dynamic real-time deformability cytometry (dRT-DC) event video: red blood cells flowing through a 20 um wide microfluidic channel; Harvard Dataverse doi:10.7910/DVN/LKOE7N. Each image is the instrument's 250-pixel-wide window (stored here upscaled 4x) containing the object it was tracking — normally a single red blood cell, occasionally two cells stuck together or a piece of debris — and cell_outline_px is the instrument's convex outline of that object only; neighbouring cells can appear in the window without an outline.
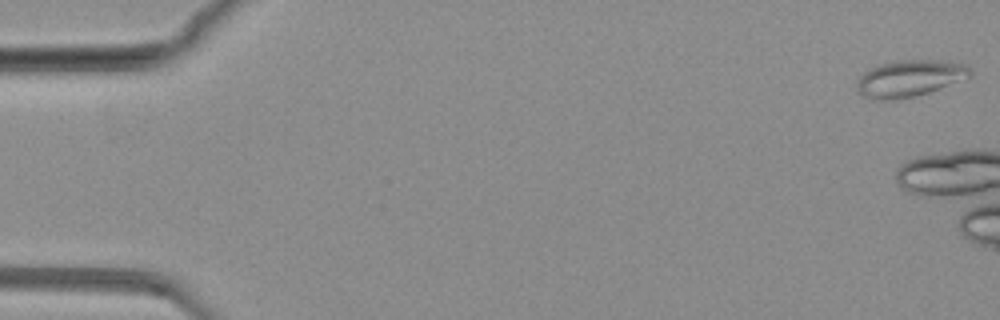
{"species": "common noctule bat (a hibernating species)", "species_latin": "Nyctalus noctula", "temperature_condition": "warm", "stored_images_in_passage": 11, "camera_frame_rate_fps": 3000, "um_per_image_px": 0.085, "animal": {"sex": "female", "body_mass_g": 19.3, "forearm_length_mm": 54.1}, "frame": {"image": 1, "passage_image": 1, "time_ms": 0.0, "image_size_px": [1000, 320], "cell_outline_px": [[972, 76], [928, 92], [916, 96], [900, 100], [872, 100], [860, 96], [856, 88], [856, 84], [860, 76], [864, 72], [880, 64], [896, 60], [940, 60], [968, 64], [972, 68]], "centroid_in_image_um": [77.3, 6.67], "position_along_channel_um": 7.7, "area_um2": 24.57}}